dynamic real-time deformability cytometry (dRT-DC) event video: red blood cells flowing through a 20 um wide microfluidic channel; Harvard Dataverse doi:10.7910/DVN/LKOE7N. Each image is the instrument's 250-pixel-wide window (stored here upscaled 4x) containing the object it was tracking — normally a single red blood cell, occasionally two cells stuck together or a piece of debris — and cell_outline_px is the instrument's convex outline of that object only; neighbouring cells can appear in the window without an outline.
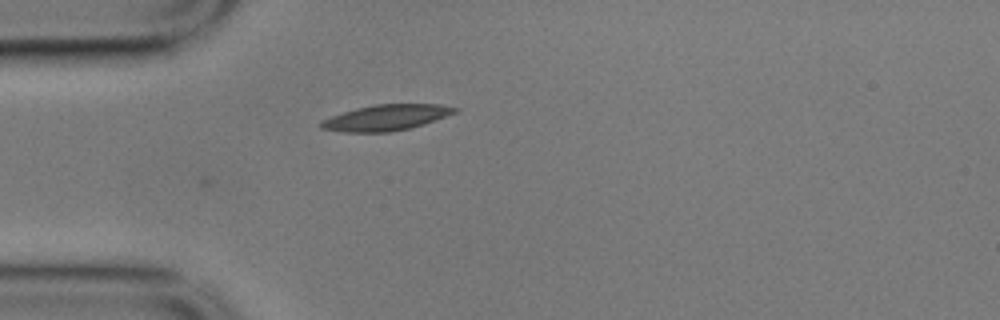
{"species": "common noctule bat (a hibernating species)", "species_latin": "Nyctalus noctula", "temperature_condition": "cold", "stored_images_in_passage": 9, "camera_frame_rate_fps": 3000, "um_per_image_px": 0.085, "animal": {"sex": "male", "body_mass_g": 17.9}, "frame": {"image": 1, "passage_image": 9, "time_ms": 2.667, "image_size_px": [1000, 320], "cell_outline_px": [[460, 108], [456, 112], [424, 124], [392, 132], [344, 132], [320, 128], [320, 120], [356, 108], [376, 104], [440, 104]], "centroid_in_image_um": [32.82, 9.99], "position_along_channel_um": 52.2, "area_um2": 20.0}}